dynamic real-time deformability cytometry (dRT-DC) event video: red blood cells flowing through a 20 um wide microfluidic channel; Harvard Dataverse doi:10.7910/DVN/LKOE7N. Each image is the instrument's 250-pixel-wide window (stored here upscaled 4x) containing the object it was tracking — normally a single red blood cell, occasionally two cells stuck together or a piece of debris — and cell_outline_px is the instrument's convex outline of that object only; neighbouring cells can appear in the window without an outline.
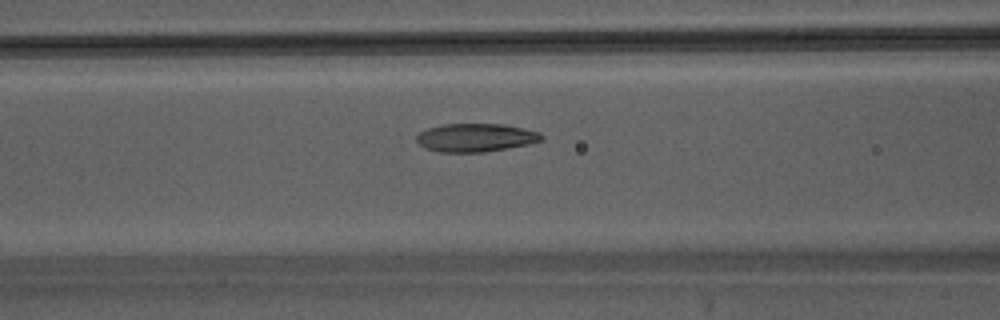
{"species": "Egyptian fruit bat (a non-hibernating species)", "species_latin": "Rousettus aegyptiacus", "temperature_condition": "warm", "stored_images_in_passage": 25, "camera_frame_rate_fps": 3000, "um_per_image_px": 0.085, "animal": {"sex": "male"}, "frame": {"image": 1, "passage_image": 8, "time_ms": 2.333, "image_size_px": [1000, 320], "cell_outline_px": [[544, 136], [540, 140], [528, 144], [484, 152], [440, 152], [424, 148], [416, 140], [416, 136], [420, 132], [428, 128], [440, 124], [504, 124], [540, 132]], "centroid_in_image_um": [40.4, 11.69], "position_along_channel_um": 126.2, "area_um2": 20.52}}
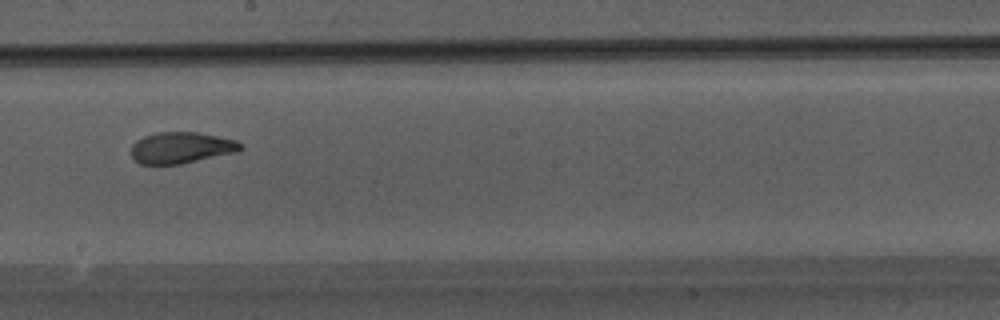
{"frame": {"image": 2, "passage_image": 15, "time_ms": 4.667, "image_size_px": [1000, 320], "cell_outline_px": [[244, 148], [240, 152], [180, 164], [140, 164], [132, 156], [132, 144], [136, 140], [144, 136], [156, 132], [196, 132], [236, 140], [244, 144]], "centroid_in_image_um": [15.46, 12.55], "position_along_channel_um": 232.7, "area_um2": 20.11}}
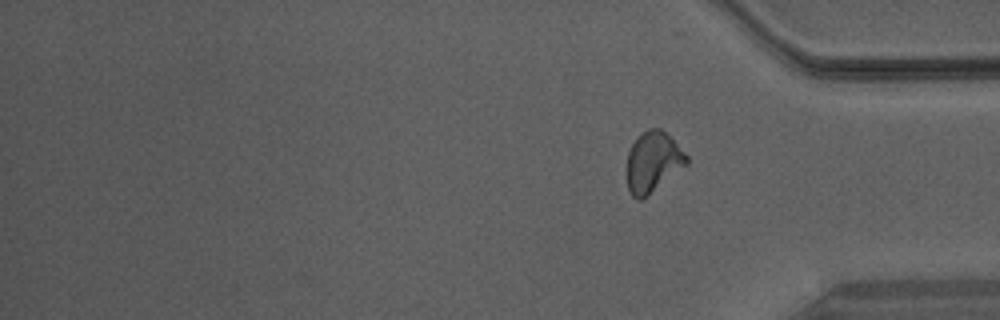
{"frame": {"image": 3, "passage_image": 25, "time_ms": 8.0, "image_size_px": [1000, 320], "cell_outline_px": [[688, 164], [640, 200], [636, 200], [628, 192], [628, 152], [632, 144], [640, 132], [648, 128], [660, 128], [688, 156]], "centroid_in_image_um": [55.48, 13.75], "position_along_channel_um": 379.7, "area_um2": 20.63}}